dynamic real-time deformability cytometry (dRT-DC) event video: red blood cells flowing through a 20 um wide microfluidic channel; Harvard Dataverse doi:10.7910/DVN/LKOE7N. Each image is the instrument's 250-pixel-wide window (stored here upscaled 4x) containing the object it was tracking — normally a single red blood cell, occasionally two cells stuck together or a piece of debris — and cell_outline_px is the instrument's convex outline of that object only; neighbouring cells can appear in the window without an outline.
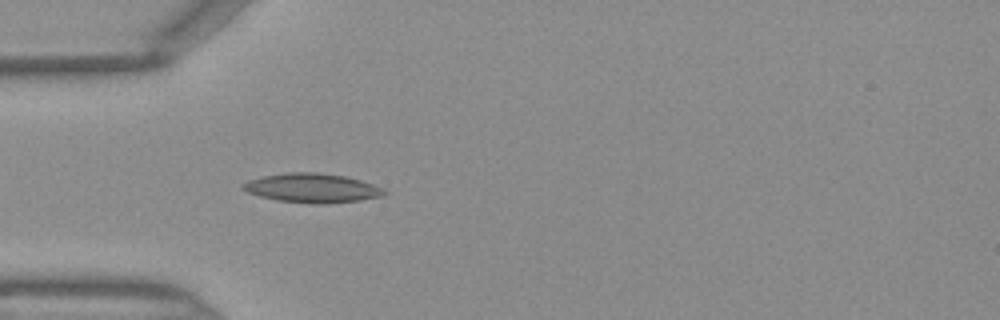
{"species": "Egyptian fruit bat (a non-hibernating species)", "species_latin": "Rousettus aegyptiacus", "temperature_condition": "warm", "stored_images_in_passage": 23, "camera_frame_rate_fps": 3000, "um_per_image_px": 0.085, "frame": {"image": 1, "passage_image": 4, "time_ms": 1.0, "image_size_px": [1000, 320], "cell_outline_px": [[388, 192], [384, 196], [360, 200], [324, 204], [316, 204], [276, 200], [260, 196], [248, 192], [240, 188], [240, 184], [248, 180], [264, 176], [288, 172], [316, 172], [344, 176], [360, 180], [384, 188]], "centroid_in_image_um": [26.53, 15.98], "position_along_channel_um": 58.5, "area_um2": 24.1}}
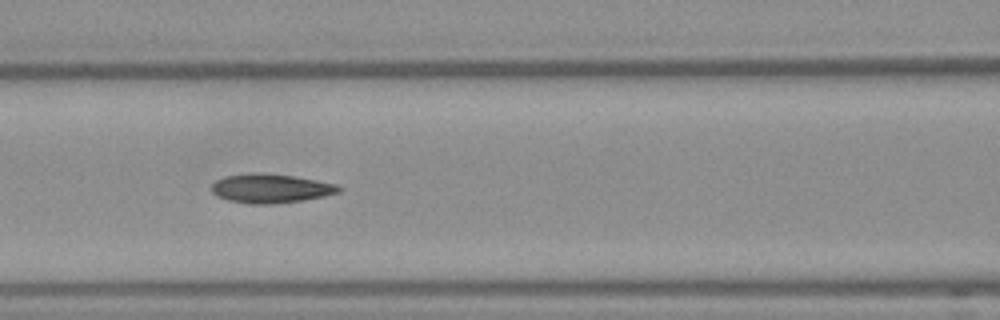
{"frame": {"image": 2, "passage_image": 10, "time_ms": 3.0, "image_size_px": [1000, 320], "cell_outline_px": [[344, 188], [340, 192], [324, 196], [304, 200], [268, 204], [252, 204], [228, 200], [216, 196], [212, 192], [212, 184], [216, 180], [224, 176], [248, 172], [256, 172], [296, 176], [336, 184]], "centroid_in_image_um": [23.01, 16.0], "position_along_channel_um": 143.6, "area_um2": 21.73}}
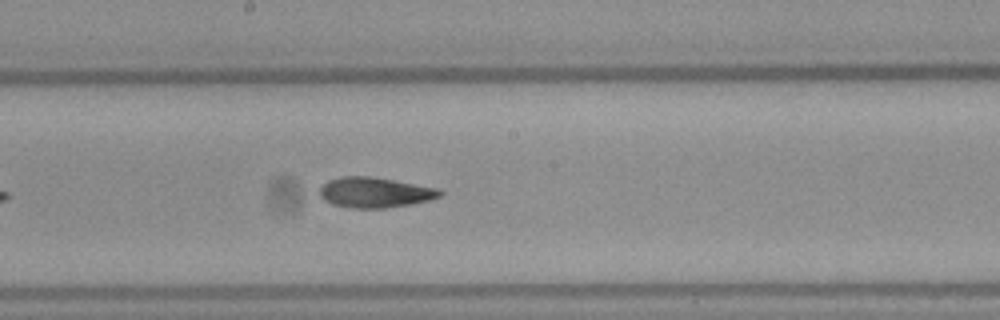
{"frame": {"image": 3, "passage_image": 15, "time_ms": 4.667, "image_size_px": [1000, 320], "cell_outline_px": [[444, 192], [440, 196], [428, 200], [408, 204], [384, 208], [348, 208], [332, 204], [324, 200], [320, 196], [320, 188], [328, 180], [344, 176], [372, 176], [440, 188]], "centroid_in_image_um": [31.86, 16.35], "position_along_channel_um": 216.3, "area_um2": 21.27}}